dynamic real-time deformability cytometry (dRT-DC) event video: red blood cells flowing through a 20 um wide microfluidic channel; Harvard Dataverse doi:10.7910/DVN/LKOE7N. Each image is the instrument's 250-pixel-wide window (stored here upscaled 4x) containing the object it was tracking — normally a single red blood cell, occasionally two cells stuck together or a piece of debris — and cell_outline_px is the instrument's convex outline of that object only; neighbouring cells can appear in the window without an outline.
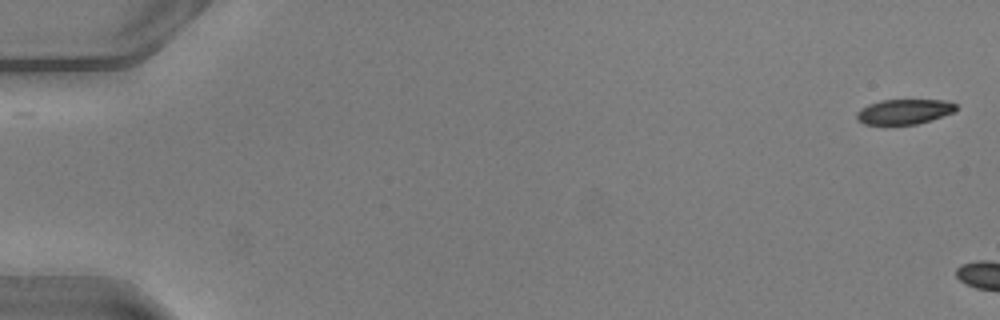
{"species": "common noctule bat (a hibernating species)", "species_latin": "Nyctalus noctula", "temperature_condition": "warm", "stored_images_in_passage": 5, "camera_frame_rate_fps": 3000, "um_per_image_px": 0.085, "animal": {"sex": "male", "body_mass_g": 20.5, "forearm_length_mm": 52.5}, "frame": {"image": 1, "passage_image": 1, "time_ms": 0.0, "image_size_px": [1000, 320], "cell_outline_px": [[956, 108], [952, 112], [916, 124], [864, 124], [856, 116], [856, 112], [860, 108], [868, 104], [880, 100], [944, 100], [956, 104]], "centroid_in_image_um": [76.8, 9.47], "position_along_channel_um": 8.2, "area_um2": 14.16}}